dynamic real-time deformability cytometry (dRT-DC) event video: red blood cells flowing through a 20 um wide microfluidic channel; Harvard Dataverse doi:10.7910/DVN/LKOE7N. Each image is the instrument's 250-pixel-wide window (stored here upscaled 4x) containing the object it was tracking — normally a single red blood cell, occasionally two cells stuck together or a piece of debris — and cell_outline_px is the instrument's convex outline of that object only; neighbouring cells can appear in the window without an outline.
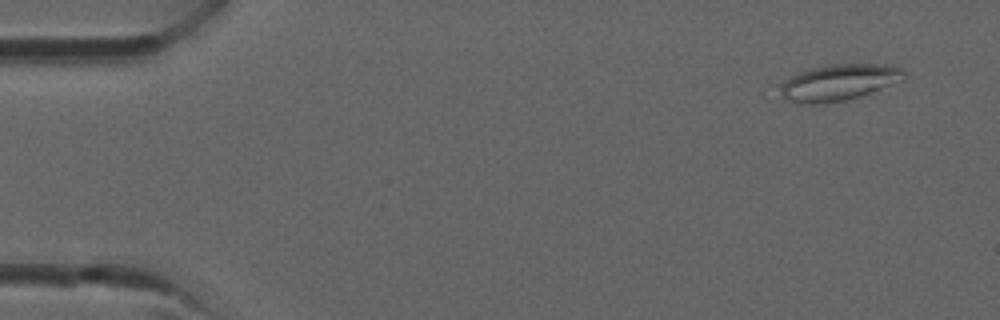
{"species": "common noctule bat (a hibernating species)", "species_latin": "Nyctalus noctula", "temperature_condition": "room temperature", "stored_images_in_passage": 16, "camera_frame_rate_fps": 3000, "um_per_image_px": 0.085, "animal": {"sex": "male", "forearm_length_mm": 52.5}, "frame": {"image": 1, "passage_image": 1, "time_ms": 0.0, "image_size_px": [1000, 320], "cell_outline_px": [[908, 76], [904, 80], [860, 96], [848, 100], [824, 104], [796, 104], [784, 100], [780, 96], [780, 84], [784, 80], [808, 68], [828, 64], [892, 64], [904, 68], [908, 72]], "centroid_in_image_um": [71.32, 7.01], "position_along_channel_um": 13.7, "area_um2": 27.05}}
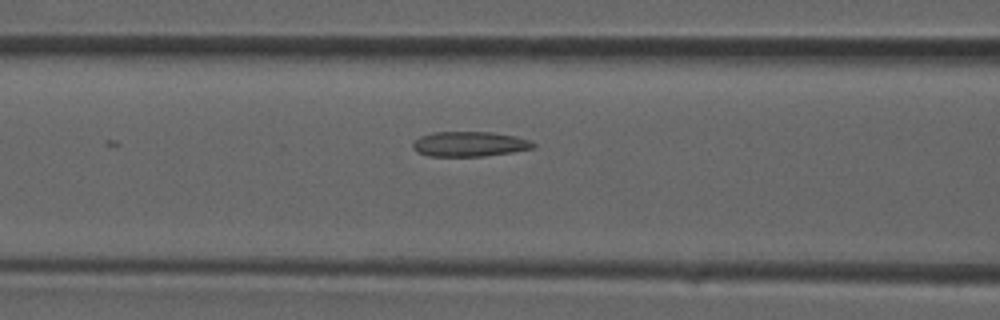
{"frame": {"image": 2, "passage_image": 13, "time_ms": 4.0, "image_size_px": [1000, 320], "cell_outline_px": [[536, 148], [512, 152], [484, 156], [428, 156], [416, 152], [412, 148], [412, 140], [420, 136], [432, 132], [492, 132], [516, 136], [532, 140], [536, 144]], "centroid_in_image_um": [39.91, 12.24], "position_along_channel_um": 126.7, "area_um2": 17.86}}
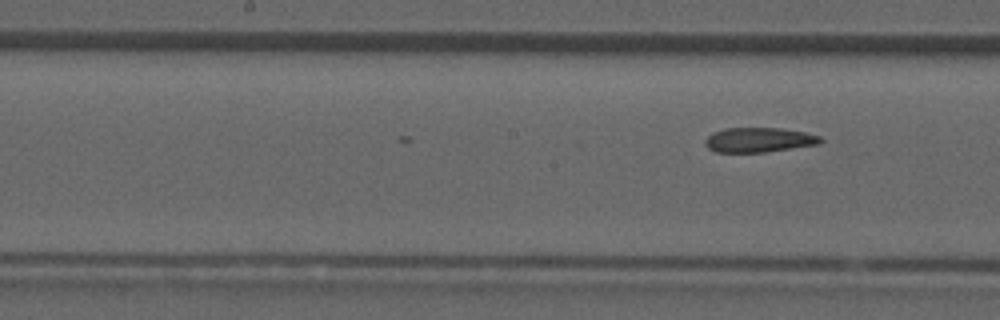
{"frame": {"image": 3, "passage_image": 16, "time_ms": 5.0, "image_size_px": [1000, 320], "cell_outline_px": [[824, 140], [820, 144], [764, 152], [716, 152], [708, 148], [704, 144], [704, 140], [712, 132], [724, 128], [780, 128], [804, 132], [820, 136]], "centroid_in_image_um": [64.49, 11.89], "position_along_channel_um": 183.7, "area_um2": 16.65}}